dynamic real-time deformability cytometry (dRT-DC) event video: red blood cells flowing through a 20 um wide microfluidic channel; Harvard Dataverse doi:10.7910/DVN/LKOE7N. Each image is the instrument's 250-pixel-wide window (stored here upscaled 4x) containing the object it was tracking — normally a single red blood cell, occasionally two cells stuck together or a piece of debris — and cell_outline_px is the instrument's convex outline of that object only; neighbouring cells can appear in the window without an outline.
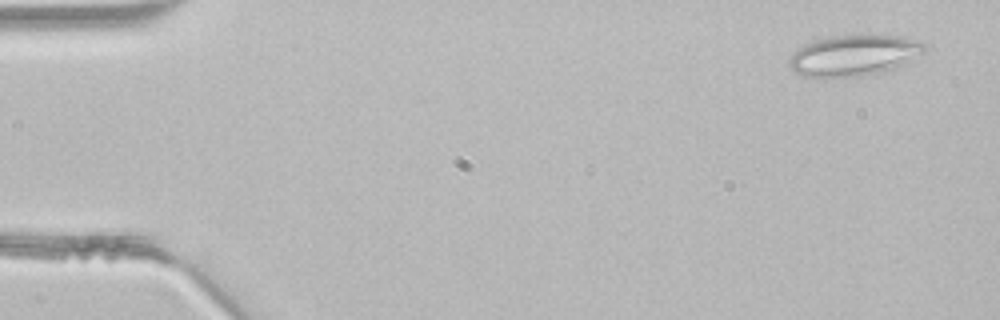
{"species": "common noctule bat (a hibernating species)", "species_latin": "Nyctalus noctula", "temperature_condition": "room temperature", "stored_images_in_passage": 5, "camera_frame_rate_fps": 3000, "um_per_image_px": 0.085, "animal": {"sex": "male", "body_mass_g": 21.5, "forearm_length_mm": 52.0}, "frame": {"image": 1, "passage_image": 1, "time_ms": 0.0, "image_size_px": [1000, 320], "cell_outline_px": [[924, 48], [920, 52], [904, 64], [884, 72], [860, 76], [804, 76], [796, 72], [788, 64], [788, 60], [804, 44], [816, 40], [832, 36], [900, 36], [916, 40], [924, 44]], "centroid_in_image_um": [72.56, 4.71], "position_along_channel_um": 12.4, "area_um2": 31.21}}